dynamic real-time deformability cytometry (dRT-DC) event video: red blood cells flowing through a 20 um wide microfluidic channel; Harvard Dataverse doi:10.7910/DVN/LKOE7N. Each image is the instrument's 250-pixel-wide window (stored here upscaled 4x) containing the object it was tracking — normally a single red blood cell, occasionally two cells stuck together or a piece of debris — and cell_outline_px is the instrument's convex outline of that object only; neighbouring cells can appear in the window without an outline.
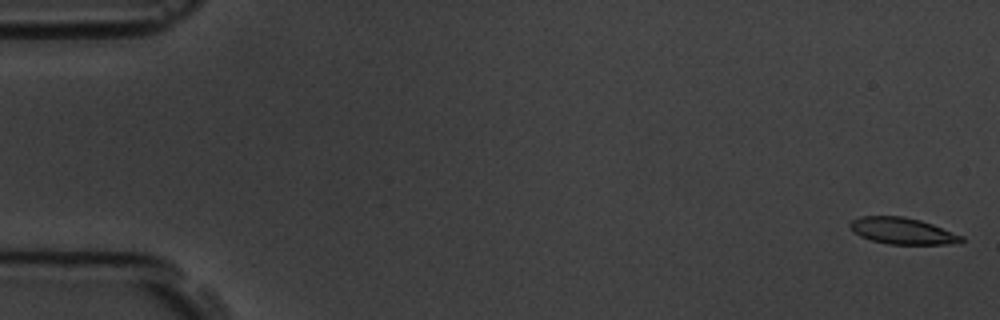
{"species": "common noctule bat (a hibernating species)", "species_latin": "Nyctalus noctula", "temperature_condition": "room temperature", "stored_images_in_passage": 59, "segment_of_instrument_passage": [1, 2], "camera_frame_rate_fps": 3000, "um_per_image_px": 0.085, "animal": {"sex": "male", "body_mass_g": 19.5, "forearm_length_mm": 54.6}, "frame": {"image": 1, "passage_image": 1, "time_ms": 0.0, "image_size_px": [1000, 320], "cell_outline_px": [[964, 240], [944, 244], [888, 244], [872, 240], [860, 236], [852, 232], [848, 224], [852, 220], [860, 216], [904, 216], [920, 220], [932, 224], [964, 236]], "centroid_in_image_um": [76.65, 19.62], "position_along_channel_um": 8.3, "area_um2": 17.11}}
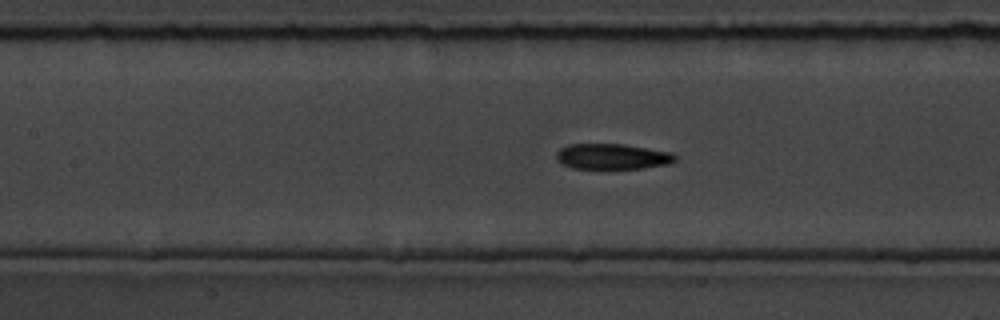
{"frame": {"image": 2, "passage_image": 26, "time_ms": 8.333, "image_size_px": [1000, 320], "cell_outline_px": [[676, 160], [668, 164], [644, 168], [572, 168], [556, 160], [556, 152], [560, 148], [568, 144], [624, 144], [672, 152], [676, 156]], "centroid_in_image_um": [52.04, 13.29], "position_along_channel_um": 155.4, "area_um2": 17.69}}
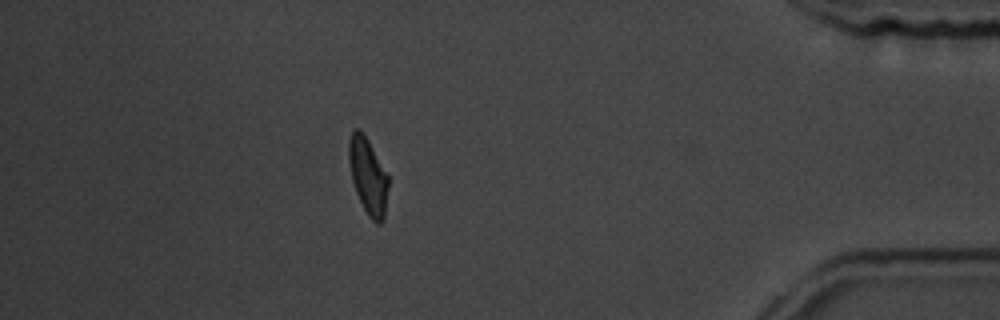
{"frame": {"image": 3, "passage_image": 51, "time_ms": 16.667, "image_size_px": [1000, 320], "cell_outline_px": [[388, 188], [384, 220], [380, 224], [376, 224], [368, 216], [356, 192], [352, 180], [348, 160], [348, 140], [352, 128], [360, 128], [368, 140], [388, 176]], "centroid_in_image_um": [31.26, 14.94], "position_along_channel_um": 403.9, "area_um2": 17.63}}